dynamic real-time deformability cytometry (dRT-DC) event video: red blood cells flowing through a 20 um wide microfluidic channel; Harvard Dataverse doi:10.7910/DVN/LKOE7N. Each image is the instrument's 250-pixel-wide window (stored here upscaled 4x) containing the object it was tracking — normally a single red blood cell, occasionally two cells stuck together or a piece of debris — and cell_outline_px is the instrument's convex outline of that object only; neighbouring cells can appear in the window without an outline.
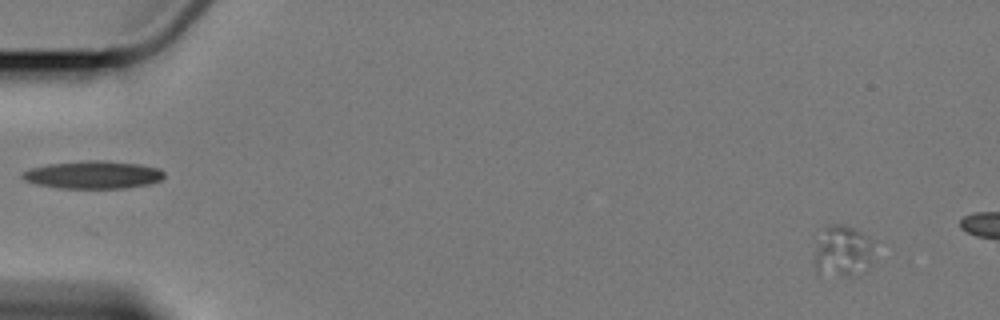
{"species": "Egyptian fruit bat (a non-hibernating species)", "species_latin": "Rousettus aegyptiacus", "temperature_condition": "cold", "stored_images_in_passage": 6, "camera_frame_rate_fps": 3000, "um_per_image_px": 0.085, "animal": {"sex": "female"}, "frame": {"image": 1, "passage_image": 2, "time_ms": 1.333, "image_size_px": [1000, 320], "cell_outline_px": [[872, 244], [868, 264], [848, 276], [816, 272], [816, 252], [824, 228], [828, 224], [844, 224], [868, 236], [872, 240]], "centroid_in_image_um": [71.6, 21.29], "position_along_channel_um": 13.4, "area_um2": 16.65}}